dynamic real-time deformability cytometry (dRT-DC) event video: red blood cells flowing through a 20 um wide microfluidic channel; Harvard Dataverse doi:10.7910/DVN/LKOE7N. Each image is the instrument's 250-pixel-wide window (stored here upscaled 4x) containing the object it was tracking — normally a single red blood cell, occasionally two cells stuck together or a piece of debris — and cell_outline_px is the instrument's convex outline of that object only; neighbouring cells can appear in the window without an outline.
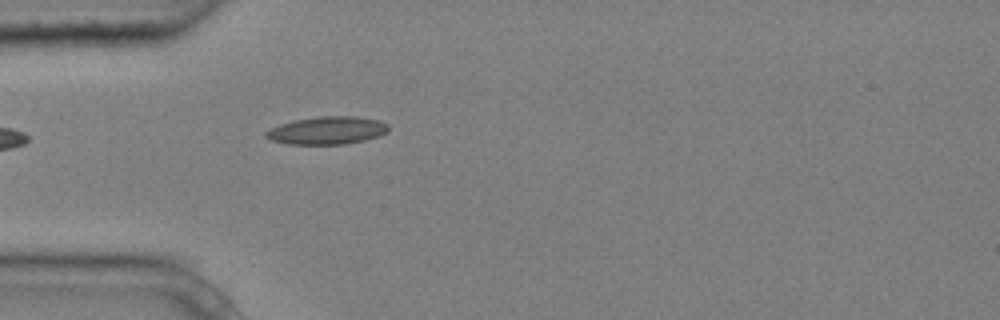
{"species": "common noctule bat (a hibernating species)", "species_latin": "Nyctalus noctula", "temperature_condition": "cold", "stored_images_in_passage": 5, "camera_frame_rate_fps": 3000, "um_per_image_px": 0.085, "animal": {"sex": "male", "body_mass_g": 20.4}, "frame": {"image": 1, "passage_image": 5, "time_ms": 1.333, "image_size_px": [1000, 320], "cell_outline_px": [[388, 132], [364, 140], [344, 144], [288, 144], [272, 140], [264, 136], [264, 132], [280, 124], [292, 120], [316, 116], [356, 116], [380, 120], [388, 124]], "centroid_in_image_um": [27.8, 11.07], "position_along_channel_um": 57.2, "area_um2": 19.88}}